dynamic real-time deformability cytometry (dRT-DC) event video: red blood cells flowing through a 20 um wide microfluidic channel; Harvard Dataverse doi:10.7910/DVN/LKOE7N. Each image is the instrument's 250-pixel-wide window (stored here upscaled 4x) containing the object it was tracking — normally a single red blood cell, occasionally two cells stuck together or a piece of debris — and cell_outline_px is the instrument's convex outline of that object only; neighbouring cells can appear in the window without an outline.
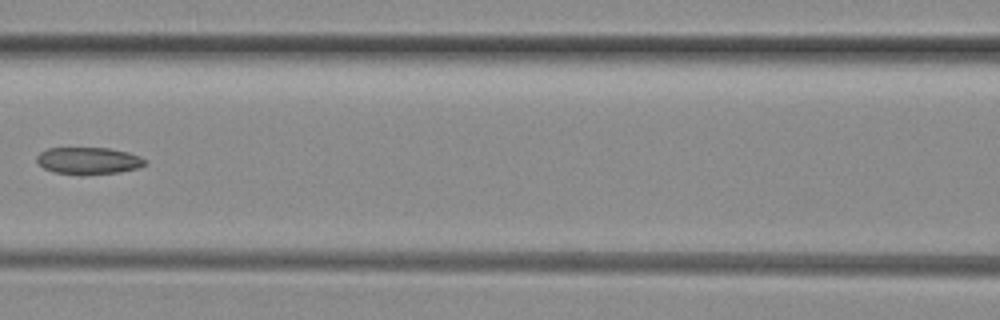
{"species": "common noctule bat (a hibernating species)", "species_latin": "Nyctalus noctula", "temperature_condition": "room temperature", "stored_images_in_passage": 7, "camera_frame_rate_fps": 3000, "um_per_image_px": 0.085, "animal": {"sex": "female", "body_mass_g": 29.2, "forearm_length_mm": 56.3}, "frame": {"image": 1, "passage_image": 6, "time_ms": 1.667, "image_size_px": [1000, 320], "cell_outline_px": [[148, 164], [136, 168], [120, 172], [80, 176], [56, 172], [44, 168], [36, 160], [36, 156], [40, 152], [48, 148], [108, 148], [128, 152], [140, 156], [148, 160]], "centroid_in_image_um": [7.55, 13.67], "position_along_channel_um": 159.1, "area_um2": 17.28}}
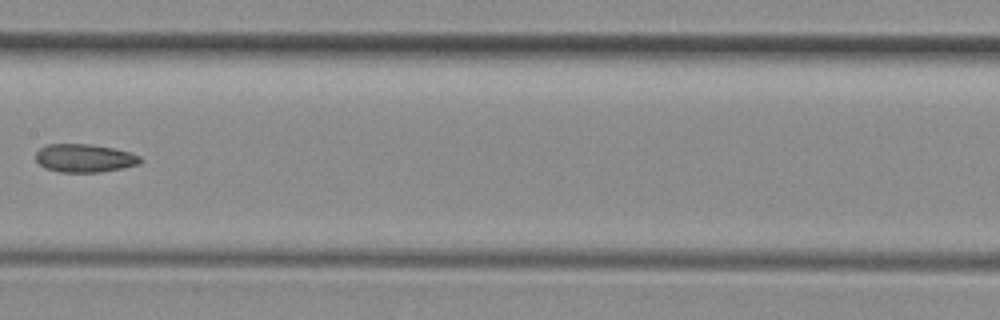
{"frame": {"image": 2, "passage_image": 7, "time_ms": 2.0, "image_size_px": [1000, 320], "cell_outline_px": [[144, 160], [140, 164], [124, 168], [100, 172], [60, 172], [44, 168], [36, 160], [36, 152], [40, 148], [48, 144], [92, 144], [112, 148], [128, 152], [140, 156]], "centroid_in_image_um": [7.2, 13.45], "position_along_channel_um": 200.2, "area_um2": 17.28}}